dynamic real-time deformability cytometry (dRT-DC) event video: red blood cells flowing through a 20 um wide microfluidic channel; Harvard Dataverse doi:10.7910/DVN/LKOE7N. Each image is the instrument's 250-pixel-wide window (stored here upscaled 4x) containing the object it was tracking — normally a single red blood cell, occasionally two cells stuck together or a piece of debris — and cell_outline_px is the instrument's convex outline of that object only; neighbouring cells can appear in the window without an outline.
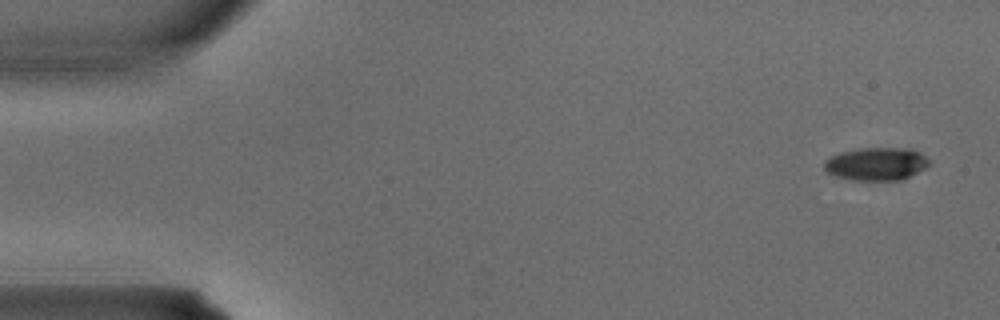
{"species": "common noctule bat (a hibernating species)", "species_latin": "Nyctalus noctula", "temperature_condition": "warm", "stored_images_in_passage": 3, "camera_frame_rate_fps": 3000, "um_per_image_px": 0.085, "animal": {"sex": "male", "body_mass_g": 15.6}, "frame": {"image": 1, "passage_image": 1, "time_ms": 0.0, "image_size_px": [1000, 320], "cell_outline_px": [[928, 164], [924, 168], [900, 180], [848, 180], [832, 176], [824, 168], [824, 160], [840, 152], [860, 148], [912, 148], [920, 152], [928, 160]], "centroid_in_image_um": [74.43, 13.93], "position_along_channel_um": 10.6, "area_um2": 20.11}}
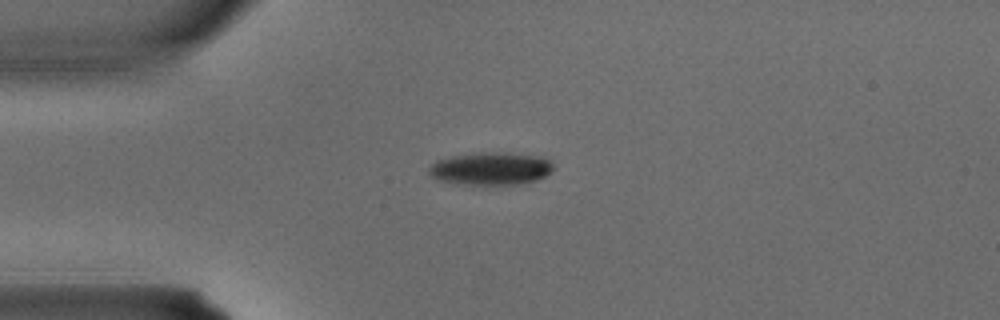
{"frame": {"image": 2, "passage_image": 3, "time_ms": 0.667, "image_size_px": [1000, 320], "cell_outline_px": [[556, 168], [548, 176], [528, 184], [484, 188], [456, 184], [440, 180], [428, 176], [428, 168], [436, 160], [452, 156], [480, 152], [504, 152], [544, 156], [552, 160]], "centroid_in_image_um": [41.8, 14.38], "position_along_channel_um": 43.2, "area_um2": 25.55}}